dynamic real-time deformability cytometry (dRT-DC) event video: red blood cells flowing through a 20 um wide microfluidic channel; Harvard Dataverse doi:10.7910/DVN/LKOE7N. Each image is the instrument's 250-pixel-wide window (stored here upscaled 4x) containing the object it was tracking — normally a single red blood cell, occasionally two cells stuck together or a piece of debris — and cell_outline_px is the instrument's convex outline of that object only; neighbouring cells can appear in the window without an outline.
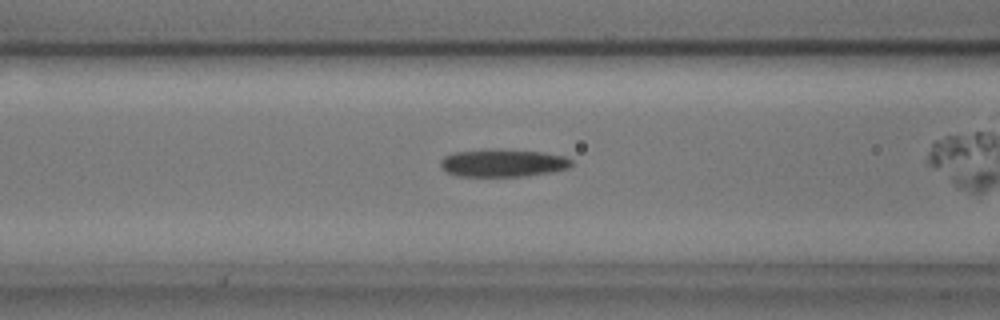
{"species": "common noctule bat (a hibernating species)", "species_latin": "Nyctalus noctula", "temperature_condition": "cold", "stored_images_in_passage": 49, "camera_frame_rate_fps": 3000, "um_per_image_px": 0.085, "animal": {"sex": "male", "body_mass_g": 17.9, "forearm_length_mm": 54.2}, "frame": {"image": 1, "passage_image": 17, "time_ms": 5.333, "image_size_px": [1000, 320], "cell_outline_px": [[572, 164], [568, 168], [552, 172], [524, 176], [456, 176], [448, 172], [440, 164], [440, 160], [444, 156], [452, 152], [544, 152], [564, 156], [572, 160]], "centroid_in_image_um": [42.78, 13.9], "position_along_channel_um": 123.8, "area_um2": 20.0}}
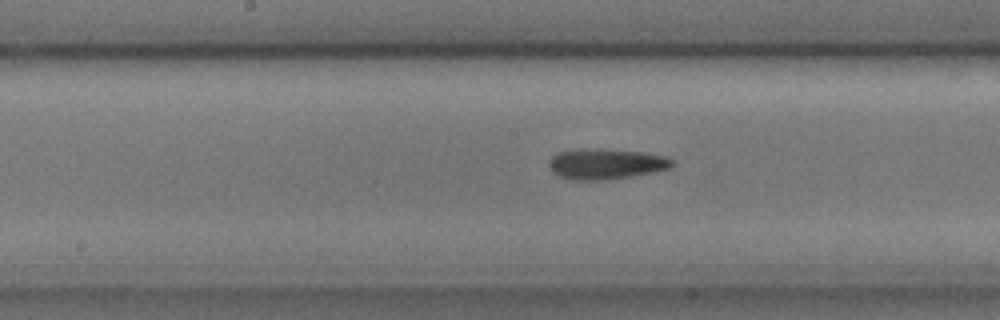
{"frame": {"image": 2, "passage_image": 23, "time_ms": 7.333, "image_size_px": [1000, 320], "cell_outline_px": [[676, 164], [668, 168], [652, 172], [632, 176], [604, 180], [572, 180], [560, 176], [552, 172], [548, 168], [548, 164], [552, 156], [560, 152], [596, 148], [644, 152], [668, 156]], "centroid_in_image_um": [51.52, 13.93], "position_along_channel_um": 196.7, "area_um2": 21.91}}
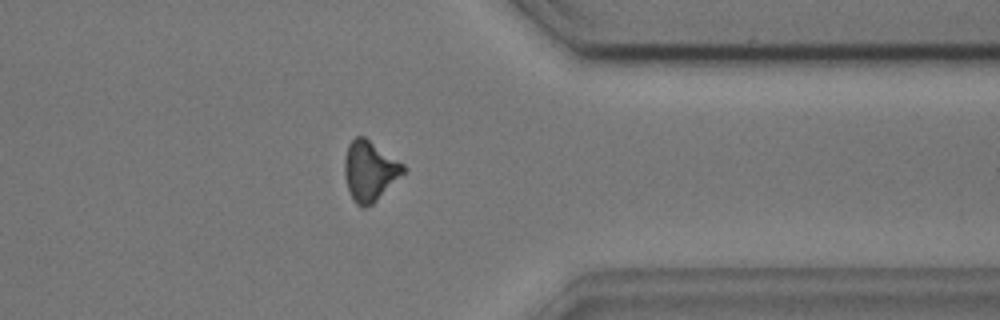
{"frame": {"image": 3, "passage_image": 39, "time_ms": 12.667, "image_size_px": [1000, 320], "cell_outline_px": [[408, 168], [372, 204], [364, 208], [360, 208], [352, 200], [344, 176], [344, 160], [348, 144], [356, 136], [364, 136], [404, 164]], "centroid_in_image_um": [31.4, 14.52], "position_along_channel_um": 380.0, "area_um2": 20.46}, "authors_computed_cell_mechanics": {"area_um2": 20.4612, "velocity_mm_per_s": 3.6188, "shape_relaxation_time_tau1_ms": 4.6986, "shape_relaxation_time_tau2_ms": 5.4326, "deformation_change_tau1": 0.1414, "deformation_change_tau2": 0.1631}}